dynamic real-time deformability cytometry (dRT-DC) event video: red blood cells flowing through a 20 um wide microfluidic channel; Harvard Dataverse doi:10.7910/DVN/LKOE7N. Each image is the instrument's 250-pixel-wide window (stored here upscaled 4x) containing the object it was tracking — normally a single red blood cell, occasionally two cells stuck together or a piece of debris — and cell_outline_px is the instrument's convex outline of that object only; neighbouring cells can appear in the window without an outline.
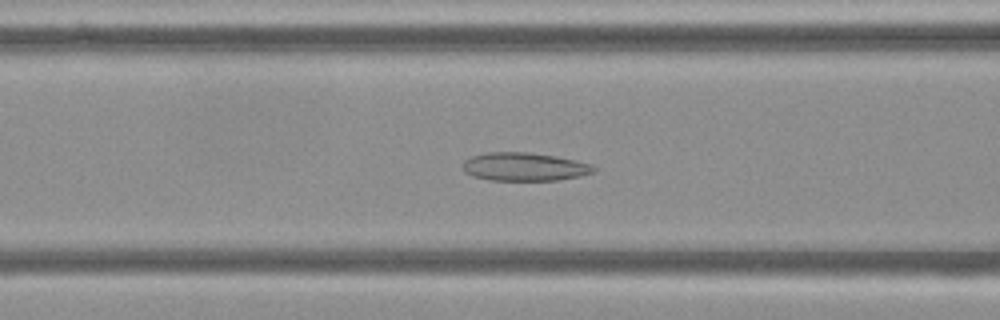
{"species": "Egyptian fruit bat (a non-hibernating species)", "species_latin": "Rousettus aegyptiacus", "temperature_condition": "cold", "stored_images_in_passage": 54, "camera_frame_rate_fps": 3000, "um_per_image_px": 0.085, "frame": {"image": 1, "passage_image": 21, "time_ms": 6.667, "image_size_px": [1000, 320], "cell_outline_px": [[596, 172], [580, 176], [556, 180], [492, 180], [472, 176], [464, 172], [464, 160], [472, 156], [488, 152], [528, 152], [556, 156], [576, 160], [592, 164], [596, 168]], "centroid_in_image_um": [44.61, 14.17], "position_along_channel_um": 122.0, "area_um2": 21.62}}
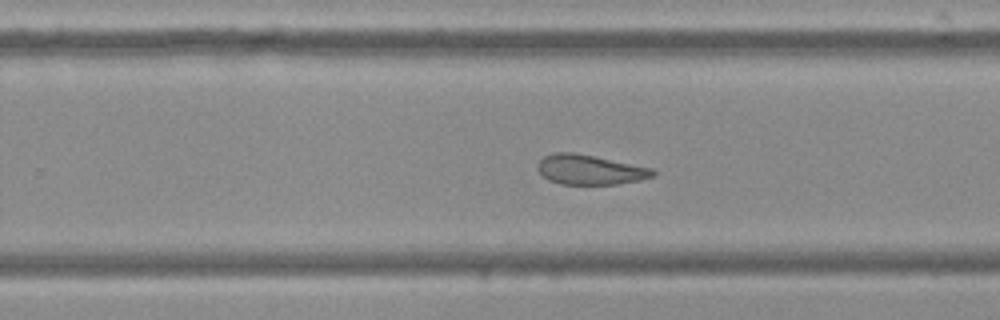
{"frame": {"image": 2, "passage_image": 34, "time_ms": 11.0, "image_size_px": [1000, 320], "cell_outline_px": [[656, 176], [640, 180], [616, 184], [560, 184], [548, 180], [536, 168], [536, 164], [544, 156], [552, 152], [576, 152], [596, 156], [652, 168], [656, 172]], "centroid_in_image_um": [50.13, 14.41], "position_along_channel_um": 279.7, "area_um2": 20.23}}
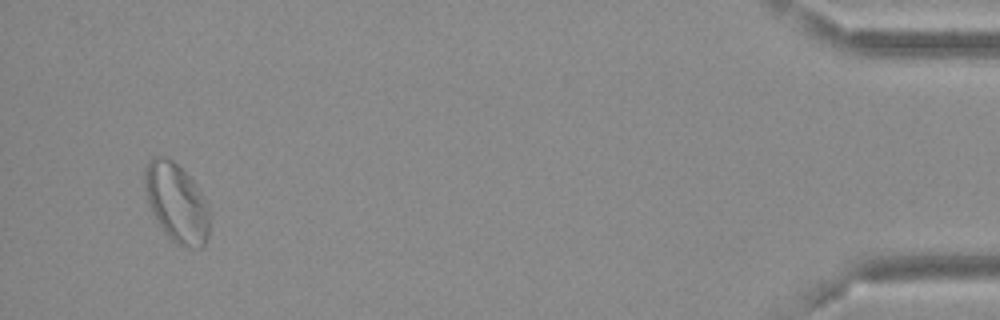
{"frame": {"image": 3, "passage_image": 52, "time_ms": 17.0, "image_size_px": [1000, 320], "cell_outline_px": [[208, 236], [204, 244], [200, 248], [192, 248], [176, 244], [164, 232], [156, 220], [148, 204], [144, 184], [144, 164], [152, 156], [164, 156], [172, 160], [192, 180], [208, 204]], "centroid_in_image_um": [14.97, 17.22], "position_along_channel_um": 420.2, "area_um2": 29.71}, "authors_computed_cell_mechanics": {"area_um2": 23.4379, "velocity_mm_per_s": 3.6433, "shape_relaxation_time_tau1_ms": null, "shape_relaxation_time_tau2_ms": 2.7856, "deformation_change_tau1": null, "deformation_change_tau2": 0.0907}}